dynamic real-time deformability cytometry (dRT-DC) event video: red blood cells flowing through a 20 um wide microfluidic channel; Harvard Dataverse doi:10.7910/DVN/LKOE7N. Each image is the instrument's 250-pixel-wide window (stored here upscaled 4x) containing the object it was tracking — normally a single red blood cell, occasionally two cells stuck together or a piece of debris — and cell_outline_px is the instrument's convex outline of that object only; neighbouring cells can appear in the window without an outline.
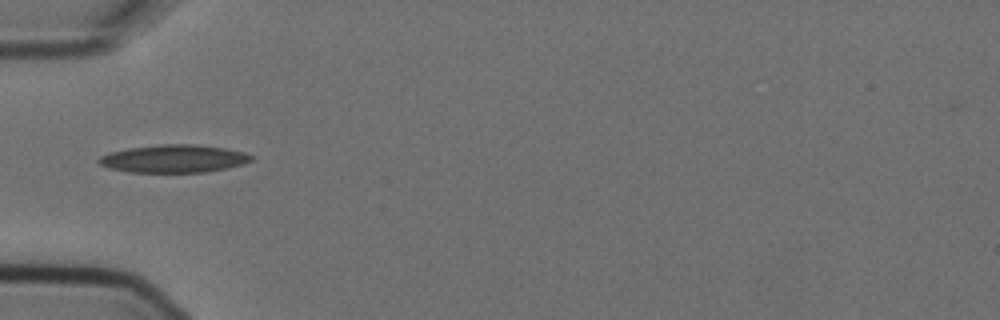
{"species": "Egyptian fruit bat (a non-hibernating species)", "species_latin": "Rousettus aegyptiacus", "temperature_condition": "cold", "stored_images_in_passage": 1, "camera_frame_rate_fps": 3000, "um_per_image_px": 0.085, "animal": {"sex": "female"}, "frame": {"image": 1, "passage_image": 1, "time_ms": 0.0, "image_size_px": [1000, 320], "cell_outline_px": [[252, 160], [244, 164], [208, 172], [128, 172], [108, 168], [100, 164], [96, 160], [100, 156], [112, 152], [128, 148], [160, 144], [196, 144], [224, 148], [244, 152], [252, 156]], "centroid_in_image_um": [14.76, 13.49], "position_along_channel_um": 70.2, "area_um2": 24.74}}